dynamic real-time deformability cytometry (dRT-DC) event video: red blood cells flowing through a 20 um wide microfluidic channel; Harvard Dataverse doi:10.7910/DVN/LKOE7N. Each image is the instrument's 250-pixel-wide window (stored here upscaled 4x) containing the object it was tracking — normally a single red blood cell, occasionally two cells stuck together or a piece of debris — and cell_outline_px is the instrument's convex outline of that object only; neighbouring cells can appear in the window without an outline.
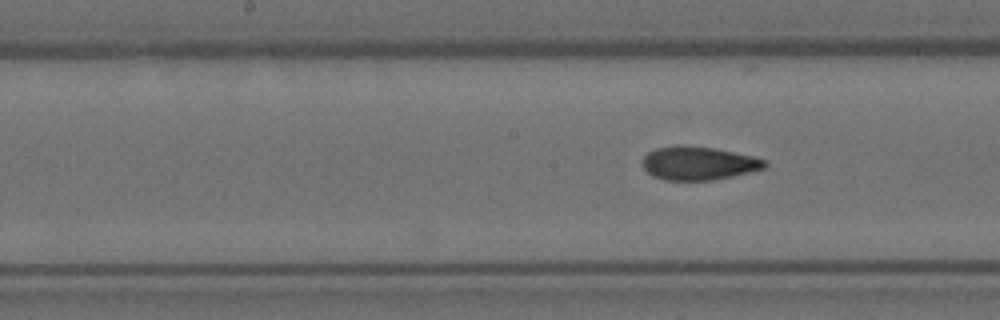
{"species": "Egyptian fruit bat (a non-hibernating species)", "species_latin": "Rousettus aegyptiacus", "temperature_condition": "room temperature", "stored_images_in_passage": 10, "camera_frame_rate_fps": 3000, "um_per_image_px": 0.085, "animal": {"sex": "female"}, "frame": {"image": 1, "passage_image": 6, "time_ms": 1.667, "image_size_px": [1000, 320], "cell_outline_px": [[768, 164], [764, 168], [732, 176], [712, 180], [664, 180], [652, 176], [644, 168], [644, 156], [648, 152], [656, 148], [676, 144], [712, 148], [752, 156], [768, 160]], "centroid_in_image_um": [59.36, 13.87], "position_along_channel_um": 188.8, "area_um2": 23.7}}
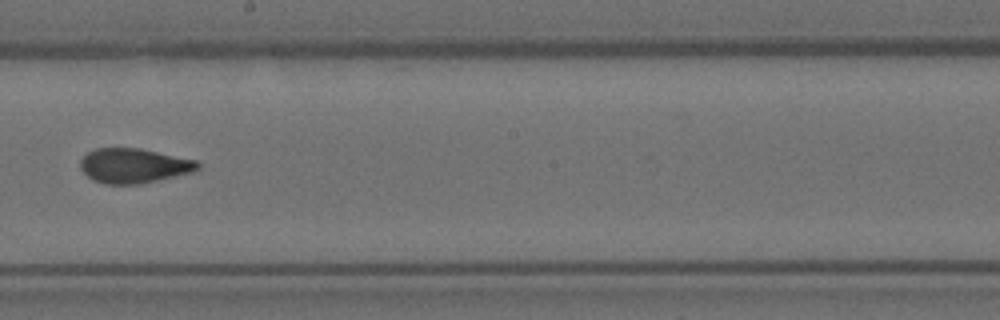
{"frame": {"image": 2, "passage_image": 7, "time_ms": 2.0, "image_size_px": [1000, 320], "cell_outline_px": [[200, 168], [196, 172], [140, 184], [104, 184], [92, 180], [80, 168], [80, 160], [88, 152], [96, 148], [140, 148], [196, 160], [200, 164]], "centroid_in_image_um": [11.4, 14.09], "position_along_channel_um": 236.8, "area_um2": 23.93}}
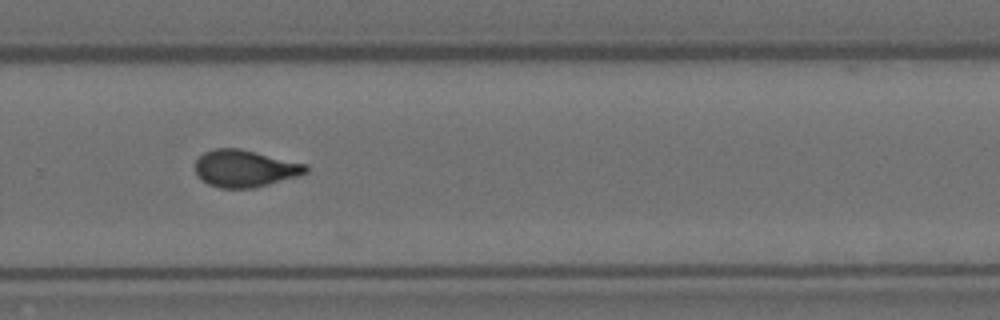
{"frame": {"image": 3, "passage_image": 9, "time_ms": 2.667, "image_size_px": [1000, 320], "cell_outline_px": [[308, 172], [296, 176], [256, 188], [220, 188], [208, 184], [200, 180], [196, 172], [196, 160], [204, 152], [212, 148], [240, 148], [308, 164]], "centroid_in_image_um": [20.81, 14.31], "position_along_channel_um": 309.0, "area_um2": 24.04}}